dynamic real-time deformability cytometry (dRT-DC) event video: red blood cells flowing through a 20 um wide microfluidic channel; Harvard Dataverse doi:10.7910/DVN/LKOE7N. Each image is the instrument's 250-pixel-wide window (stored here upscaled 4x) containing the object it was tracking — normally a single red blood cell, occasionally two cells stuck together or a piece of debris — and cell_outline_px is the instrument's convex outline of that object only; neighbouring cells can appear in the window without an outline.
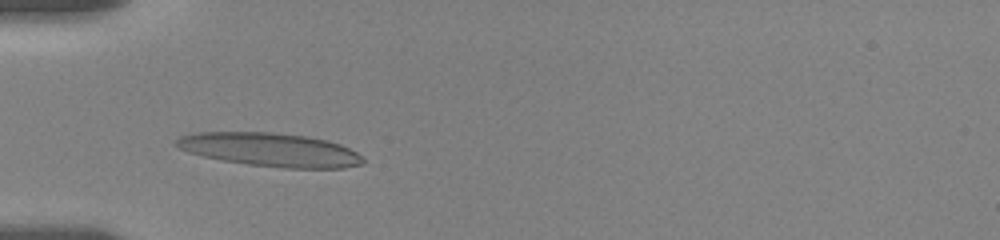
{"species": "human", "species_latin": "Homo sapiens", "temperature_condition": "room temperature", "stored_images_in_passage": 47, "camera_frame_rate_fps": 3000, "um_per_image_px": 0.085, "donor": {"sex": "female"}, "frame": {"image": 1, "passage_image": 12, "time_ms": 3.667, "image_size_px": [1000, 240], "cell_outline_px": [[368, 160], [364, 164], [344, 168], [284, 168], [248, 164], [224, 160], [204, 156], [188, 152], [172, 144], [180, 136], [196, 132], [272, 132], [304, 136], [328, 140], [340, 144], [356, 152]], "centroid_in_image_um": [23.0, 12.72], "position_along_channel_um": 62.0, "area_um2": 36.59}}
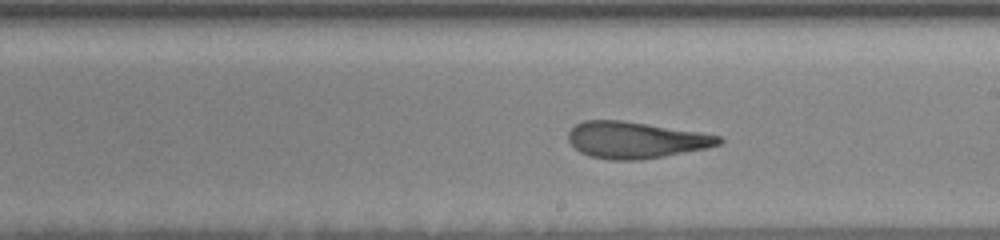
{"frame": {"image": 2, "passage_image": 27, "time_ms": 8.667, "image_size_px": [1000, 240], "cell_outline_px": [[724, 140], [720, 144], [704, 148], [640, 160], [612, 160], [588, 156], [580, 152], [568, 140], [568, 132], [576, 124], [584, 120], [620, 120], [700, 132], [720, 136]], "centroid_in_image_um": [53.99, 11.9], "position_along_channel_um": 235.0, "area_um2": 31.67}}
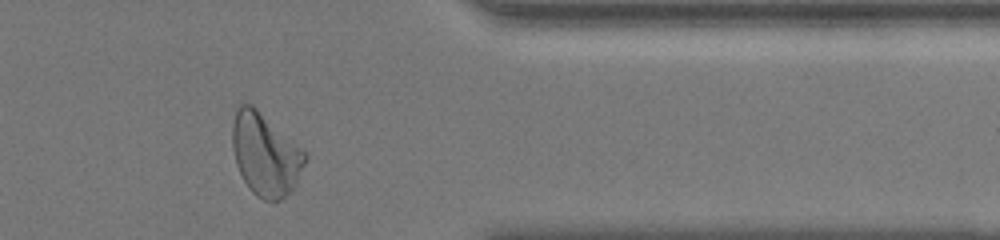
{"frame": {"image": 3, "passage_image": 41, "time_ms": 13.333, "image_size_px": [1000, 240], "cell_outline_px": [[308, 156], [296, 184], [280, 200], [272, 204], [256, 196], [248, 188], [236, 164], [232, 148], [232, 124], [236, 108], [240, 100], [252, 104], [300, 148]], "centroid_in_image_um": [22.51, 13.12], "position_along_channel_um": 388.9, "area_um2": 34.91}, "authors_computed_cell_mechanics": {"area_um2": 33.235, "velocity_mm_per_s": 3.5438, "shape_relaxation_time_tau1_ms": 5.531, "shape_relaxation_time_tau2_ms": 1.7332, "deformation_change_tau1": 0.2465, "deformation_change_tau2": 0.1144}}